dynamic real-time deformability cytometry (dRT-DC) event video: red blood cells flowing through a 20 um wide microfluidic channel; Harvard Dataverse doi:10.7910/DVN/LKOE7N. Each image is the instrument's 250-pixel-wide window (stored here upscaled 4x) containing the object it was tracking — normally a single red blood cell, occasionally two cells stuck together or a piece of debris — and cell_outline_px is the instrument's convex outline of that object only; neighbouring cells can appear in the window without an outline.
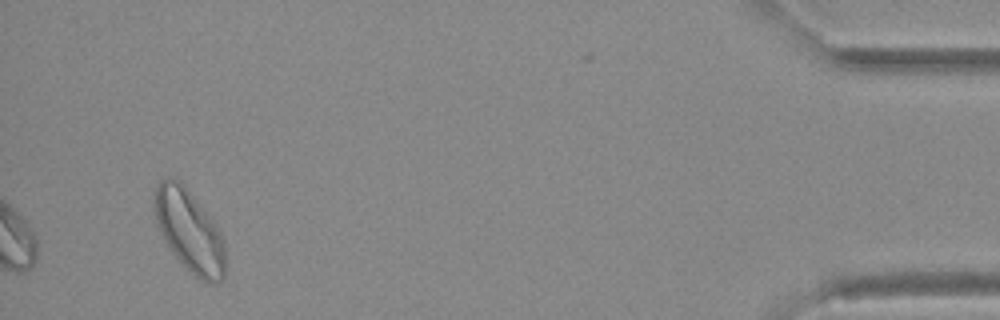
{"species": "Egyptian fruit bat (a non-hibernating species)", "species_latin": "Rousettus aegyptiacus", "temperature_condition": "warm", "stored_images_in_passage": 39, "camera_frame_rate_fps": 3000, "um_per_image_px": 0.085, "animal": {"sex": "female"}, "frame": {"image": 1, "passage_image": 39, "time_ms": 12.667, "image_size_px": [1000, 320], "cell_outline_px": [[224, 276], [220, 284], [208, 284], [200, 280], [172, 252], [156, 224], [156, 184], [160, 180], [172, 176], [180, 180], [184, 184], [216, 224], [224, 240]], "centroid_in_image_um": [16.13, 19.63], "position_along_channel_um": 419.1, "area_um2": 33.52}}